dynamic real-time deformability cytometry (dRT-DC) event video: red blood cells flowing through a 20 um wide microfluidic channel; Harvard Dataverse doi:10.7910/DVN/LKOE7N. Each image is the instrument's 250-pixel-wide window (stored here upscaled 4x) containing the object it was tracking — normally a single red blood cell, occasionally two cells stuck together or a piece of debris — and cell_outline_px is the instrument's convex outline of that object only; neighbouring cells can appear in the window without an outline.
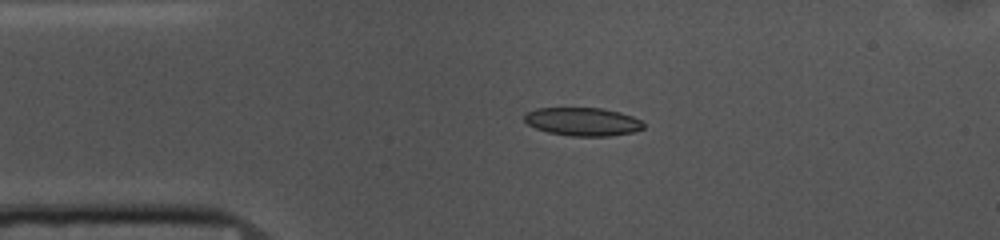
{"species": "common noctule bat (a hibernating species)", "species_latin": "Nyctalus noctula", "temperature_condition": "cold", "stored_images_in_passage": 43, "camera_frame_rate_fps": 3000, "um_per_image_px": 0.085, "animal": {"sex": "female", "body_mass_g": 10.0, "forearm_length_mm": 53.1}, "frame": {"image": 1, "passage_image": 1, "time_ms": 0.0, "image_size_px": [1000, 240], "cell_outline_px": [[644, 128], [632, 132], [612, 136], [572, 136], [548, 132], [536, 128], [528, 124], [524, 120], [524, 116], [528, 112], [536, 108], [600, 108], [620, 112], [632, 116], [640, 120], [644, 124]], "centroid_in_image_um": [49.54, 10.34], "position_along_channel_um": 35.5, "area_um2": 19.54}}
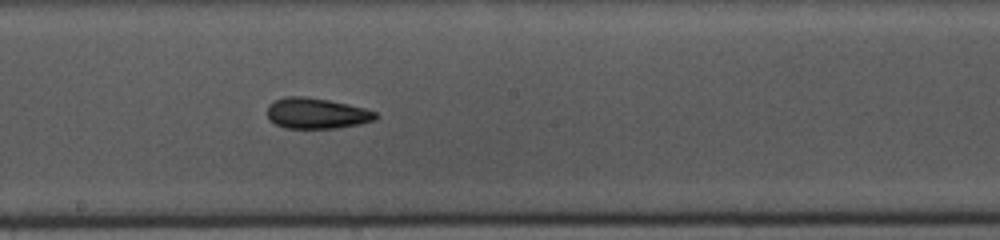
{"frame": {"image": 2, "passage_image": 18, "time_ms": 5.667, "image_size_px": [1000, 240], "cell_outline_px": [[376, 120], [360, 124], [336, 128], [284, 128], [268, 120], [268, 104], [272, 100], [284, 96], [300, 96], [328, 100], [348, 104], [364, 108], [376, 112]], "centroid_in_image_um": [26.87, 9.63], "position_along_channel_um": 221.3, "area_um2": 19.48}}
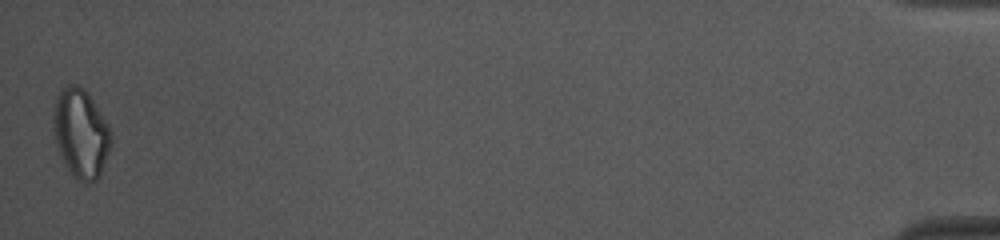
{"frame": {"image": 3, "passage_image": 43, "time_ms": 14.0, "image_size_px": [1000, 240], "cell_outline_px": [[112, 144], [100, 176], [96, 180], [88, 184], [84, 184], [68, 168], [60, 156], [52, 132], [52, 116], [56, 96], [60, 88], [68, 84], [76, 84], [84, 88], [88, 92], [108, 124], [112, 132]], "centroid_in_image_um": [6.86, 11.3], "position_along_channel_um": 428.3, "area_um2": 30.46}, "authors_computed_cell_mechanics": {"area_um2": 19.8832, "velocity_mm_per_s": 3.6979, "shape_relaxation_time_tau1_ms": 3.5219, "shape_relaxation_time_tau2_ms": 3.6918, "deformation_change_tau1": 0.1175, "deformation_change_tau2": 0.1155}}